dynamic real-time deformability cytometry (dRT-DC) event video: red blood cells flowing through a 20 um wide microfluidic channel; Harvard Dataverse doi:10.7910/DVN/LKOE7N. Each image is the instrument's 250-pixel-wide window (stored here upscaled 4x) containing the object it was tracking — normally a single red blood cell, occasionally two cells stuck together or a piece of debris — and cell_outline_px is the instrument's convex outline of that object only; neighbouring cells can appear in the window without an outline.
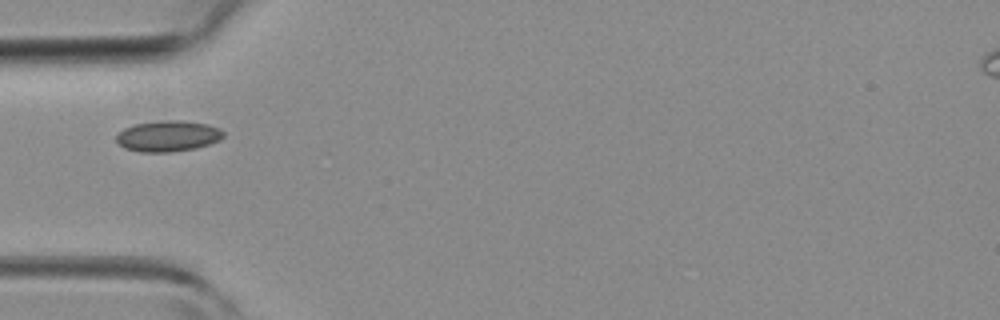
{"species": "common noctule bat (a hibernating species)", "species_latin": "Nyctalus noctula", "temperature_condition": "room temperature", "stored_images_in_passage": 1, "camera_frame_rate_fps": 3000, "um_per_image_px": 0.085, "animal": {"sex": "female", "body_mass_g": 19.3, "forearm_length_mm": 54.1}, "frame": {"image": 1, "passage_image": 1, "time_ms": 0.0, "image_size_px": [1000, 320], "cell_outline_px": [[224, 136], [220, 140], [196, 148], [168, 152], [140, 152], [124, 148], [116, 140], [116, 136], [124, 128], [136, 124], [164, 120], [180, 120], [208, 124], [220, 128], [224, 132]], "centroid_in_image_um": [14.3, 11.56], "position_along_channel_um": 70.7, "area_um2": 19.25}}